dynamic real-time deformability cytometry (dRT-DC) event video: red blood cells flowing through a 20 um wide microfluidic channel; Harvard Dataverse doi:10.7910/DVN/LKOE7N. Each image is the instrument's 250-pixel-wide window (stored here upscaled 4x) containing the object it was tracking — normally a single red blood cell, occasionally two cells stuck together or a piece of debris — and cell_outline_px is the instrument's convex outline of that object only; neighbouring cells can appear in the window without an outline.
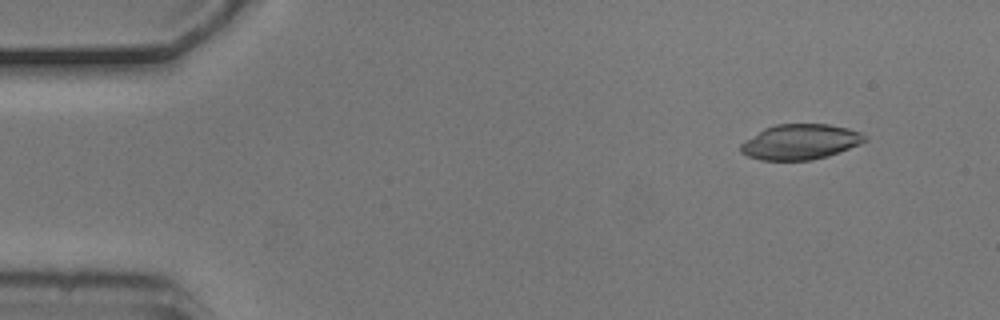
{"species": "common noctule bat (a hibernating species)", "species_latin": "Nyctalus noctula", "temperature_condition": "cold", "stored_images_in_passage": 5, "camera_frame_rate_fps": 3000, "um_per_image_px": 0.085, "animal": {"sex": "male", "body_mass_g": 20.5, "forearm_length_mm": 52.5}, "frame": {"image": 1, "passage_image": 2, "time_ms": 0.333, "image_size_px": [1000, 320], "cell_outline_px": [[868, 140], [860, 144], [828, 156], [812, 160], [760, 160], [748, 156], [740, 152], [740, 144], [744, 140], [764, 128], [776, 124], [828, 124], [848, 128], [860, 132], [868, 136]], "centroid_in_image_um": [68.03, 12.06], "position_along_channel_um": 17.0, "area_um2": 25.66}}
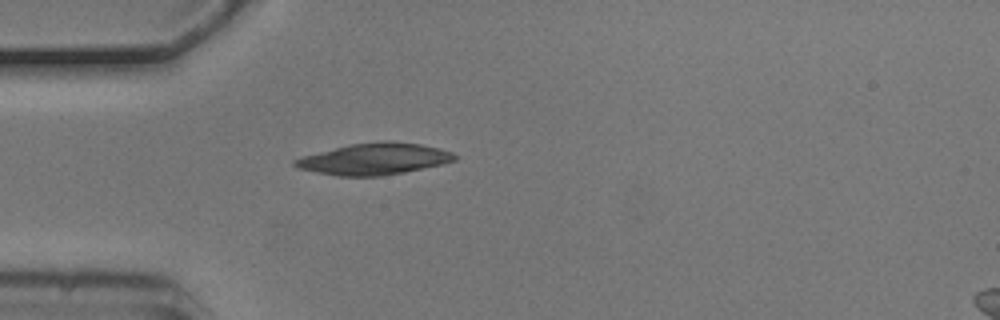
{"frame": {"image": 2, "passage_image": 5, "time_ms": 1.333, "image_size_px": [1000, 320], "cell_outline_px": [[460, 156], [456, 160], [444, 164], [404, 172], [380, 176], [336, 176], [296, 168], [292, 164], [292, 160], [300, 156], [348, 144], [380, 140], [392, 140], [420, 144], [440, 148], [452, 152]], "centroid_in_image_um": [31.8, 13.5], "position_along_channel_um": 53.2, "area_um2": 29.94}}